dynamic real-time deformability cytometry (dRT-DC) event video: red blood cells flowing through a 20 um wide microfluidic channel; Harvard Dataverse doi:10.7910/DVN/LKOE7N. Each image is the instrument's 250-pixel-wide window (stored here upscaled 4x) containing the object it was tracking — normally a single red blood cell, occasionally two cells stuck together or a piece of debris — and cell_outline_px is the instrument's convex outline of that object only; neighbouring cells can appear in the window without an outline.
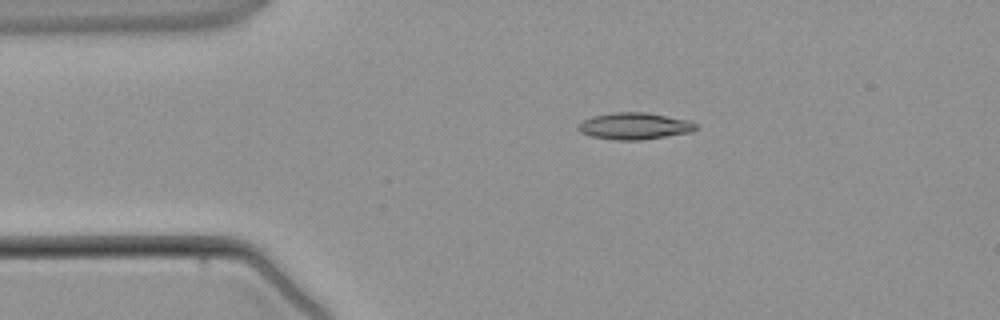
{"species": "common noctule bat (a hibernating species)", "species_latin": "Nyctalus noctula", "temperature_condition": "warm", "stored_images_in_passage": 3, "camera_frame_rate_fps": 3000, "um_per_image_px": 0.085, "animal": {"sex": "male", "body_mass_g": 21.5, "forearm_length_mm": 52.0}, "frame": {"image": 1, "passage_image": 2, "time_ms": 1.0, "image_size_px": [1000, 320], "cell_outline_px": [[696, 128], [692, 132], [640, 140], [616, 140], [588, 136], [580, 132], [576, 128], [584, 120], [592, 116], [612, 112], [644, 112], [688, 120], [696, 124]], "centroid_in_image_um": [53.89, 10.72], "position_along_channel_um": 31.1, "area_um2": 18.26}}